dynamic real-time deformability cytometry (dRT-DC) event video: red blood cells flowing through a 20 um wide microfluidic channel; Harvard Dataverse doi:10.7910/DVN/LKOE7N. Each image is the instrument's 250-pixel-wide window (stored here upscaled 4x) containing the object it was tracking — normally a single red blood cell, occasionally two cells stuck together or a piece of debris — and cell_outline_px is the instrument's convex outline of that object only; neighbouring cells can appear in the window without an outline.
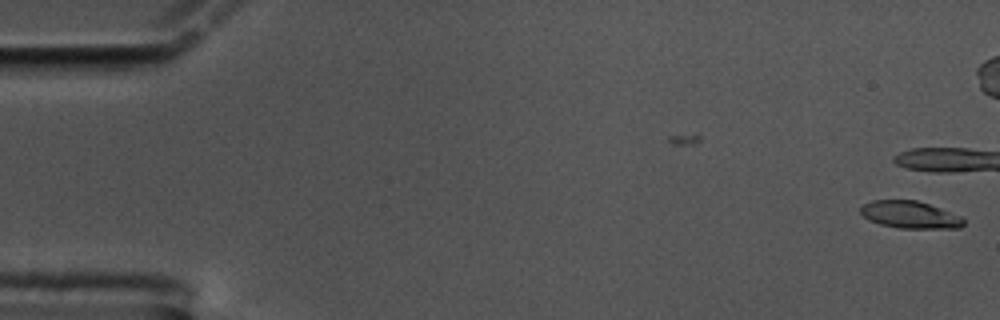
{"species": "common noctule bat (a hibernating species)", "species_latin": "Nyctalus noctula", "temperature_condition": "cold", "stored_images_in_passage": 11, "camera_frame_rate_fps": 3000, "um_per_image_px": 0.085, "animal": {"sex": "male", "body_mass_g": 17.5, "forearm_length_mm": 52.3}, "frame": {"image": 1, "passage_image": 1, "time_ms": 0.0, "image_size_px": [1000, 320], "cell_outline_px": [[964, 224], [960, 228], [900, 228], [880, 224], [868, 220], [860, 212], [860, 208], [864, 204], [872, 200], [916, 200], [940, 208], [960, 216], [964, 220]], "centroid_in_image_um": [77.33, 18.25], "position_along_channel_um": 7.7, "area_um2": 16.24}}